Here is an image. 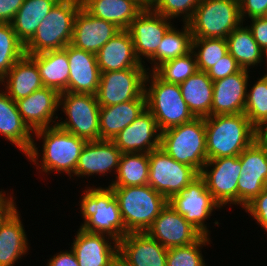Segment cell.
<instances>
[{"label": "cell", "mask_w": 267, "mask_h": 266, "mask_svg": "<svg viewBox=\"0 0 267 266\" xmlns=\"http://www.w3.org/2000/svg\"><path fill=\"white\" fill-rule=\"evenodd\" d=\"M1 86L15 102L44 87L36 63L26 54L0 80Z\"/></svg>", "instance_id": "29"}, {"label": "cell", "mask_w": 267, "mask_h": 266, "mask_svg": "<svg viewBox=\"0 0 267 266\" xmlns=\"http://www.w3.org/2000/svg\"><path fill=\"white\" fill-rule=\"evenodd\" d=\"M24 55V44L18 39L12 24L0 23V80Z\"/></svg>", "instance_id": "38"}, {"label": "cell", "mask_w": 267, "mask_h": 266, "mask_svg": "<svg viewBox=\"0 0 267 266\" xmlns=\"http://www.w3.org/2000/svg\"><path fill=\"white\" fill-rule=\"evenodd\" d=\"M168 204L184 216L187 222L207 236L211 235V231L206 221L215 215L213 212L222 209L207 190L205 180L200 175L181 193L169 199Z\"/></svg>", "instance_id": "11"}, {"label": "cell", "mask_w": 267, "mask_h": 266, "mask_svg": "<svg viewBox=\"0 0 267 266\" xmlns=\"http://www.w3.org/2000/svg\"><path fill=\"white\" fill-rule=\"evenodd\" d=\"M120 30L115 24L91 15L82 6L74 20L71 44L96 54Z\"/></svg>", "instance_id": "23"}, {"label": "cell", "mask_w": 267, "mask_h": 266, "mask_svg": "<svg viewBox=\"0 0 267 266\" xmlns=\"http://www.w3.org/2000/svg\"><path fill=\"white\" fill-rule=\"evenodd\" d=\"M79 266H112L118 260V241L106 234L77 229L71 242Z\"/></svg>", "instance_id": "18"}, {"label": "cell", "mask_w": 267, "mask_h": 266, "mask_svg": "<svg viewBox=\"0 0 267 266\" xmlns=\"http://www.w3.org/2000/svg\"><path fill=\"white\" fill-rule=\"evenodd\" d=\"M146 68H128L101 73L95 94L100 107L138 99L144 93Z\"/></svg>", "instance_id": "13"}, {"label": "cell", "mask_w": 267, "mask_h": 266, "mask_svg": "<svg viewBox=\"0 0 267 266\" xmlns=\"http://www.w3.org/2000/svg\"><path fill=\"white\" fill-rule=\"evenodd\" d=\"M239 159L238 206L243 209L267 187V145L254 141Z\"/></svg>", "instance_id": "14"}, {"label": "cell", "mask_w": 267, "mask_h": 266, "mask_svg": "<svg viewBox=\"0 0 267 266\" xmlns=\"http://www.w3.org/2000/svg\"><path fill=\"white\" fill-rule=\"evenodd\" d=\"M81 0H59L24 45L26 55L64 49L72 41L74 20Z\"/></svg>", "instance_id": "6"}, {"label": "cell", "mask_w": 267, "mask_h": 266, "mask_svg": "<svg viewBox=\"0 0 267 266\" xmlns=\"http://www.w3.org/2000/svg\"><path fill=\"white\" fill-rule=\"evenodd\" d=\"M173 25L164 35L157 51L145 62L147 71H155L163 63L187 55L192 51V32L188 23H183L181 29Z\"/></svg>", "instance_id": "32"}, {"label": "cell", "mask_w": 267, "mask_h": 266, "mask_svg": "<svg viewBox=\"0 0 267 266\" xmlns=\"http://www.w3.org/2000/svg\"><path fill=\"white\" fill-rule=\"evenodd\" d=\"M160 148L177 162L193 167L199 174L208 160L206 152L205 118L161 132Z\"/></svg>", "instance_id": "7"}, {"label": "cell", "mask_w": 267, "mask_h": 266, "mask_svg": "<svg viewBox=\"0 0 267 266\" xmlns=\"http://www.w3.org/2000/svg\"><path fill=\"white\" fill-rule=\"evenodd\" d=\"M24 0H0V23H11Z\"/></svg>", "instance_id": "48"}, {"label": "cell", "mask_w": 267, "mask_h": 266, "mask_svg": "<svg viewBox=\"0 0 267 266\" xmlns=\"http://www.w3.org/2000/svg\"><path fill=\"white\" fill-rule=\"evenodd\" d=\"M152 8H144L131 22L128 31L131 34L135 53L142 64L157 51L164 35L174 22ZM144 59V60H143Z\"/></svg>", "instance_id": "15"}, {"label": "cell", "mask_w": 267, "mask_h": 266, "mask_svg": "<svg viewBox=\"0 0 267 266\" xmlns=\"http://www.w3.org/2000/svg\"><path fill=\"white\" fill-rule=\"evenodd\" d=\"M240 16L243 23L251 18L266 17L267 0H243L240 3Z\"/></svg>", "instance_id": "45"}, {"label": "cell", "mask_w": 267, "mask_h": 266, "mask_svg": "<svg viewBox=\"0 0 267 266\" xmlns=\"http://www.w3.org/2000/svg\"><path fill=\"white\" fill-rule=\"evenodd\" d=\"M202 0H156L152 9L162 16L175 21L180 20L182 23H188ZM182 18V19H181Z\"/></svg>", "instance_id": "42"}, {"label": "cell", "mask_w": 267, "mask_h": 266, "mask_svg": "<svg viewBox=\"0 0 267 266\" xmlns=\"http://www.w3.org/2000/svg\"><path fill=\"white\" fill-rule=\"evenodd\" d=\"M96 186L88 185L80 195L78 204L83 221L79 227L89 233L109 235L119 242L127 235V230L118 201L110 186Z\"/></svg>", "instance_id": "2"}, {"label": "cell", "mask_w": 267, "mask_h": 266, "mask_svg": "<svg viewBox=\"0 0 267 266\" xmlns=\"http://www.w3.org/2000/svg\"><path fill=\"white\" fill-rule=\"evenodd\" d=\"M146 109L144 93L135 100L100 107V140H113L120 131L130 125Z\"/></svg>", "instance_id": "28"}, {"label": "cell", "mask_w": 267, "mask_h": 266, "mask_svg": "<svg viewBox=\"0 0 267 266\" xmlns=\"http://www.w3.org/2000/svg\"><path fill=\"white\" fill-rule=\"evenodd\" d=\"M226 40L228 52L241 68L250 70L265 64L266 54L254 40L251 30L245 23L235 28Z\"/></svg>", "instance_id": "34"}, {"label": "cell", "mask_w": 267, "mask_h": 266, "mask_svg": "<svg viewBox=\"0 0 267 266\" xmlns=\"http://www.w3.org/2000/svg\"><path fill=\"white\" fill-rule=\"evenodd\" d=\"M241 69V66L228 52L210 70H208L207 73L212 81H217L219 79H223L229 75L237 73Z\"/></svg>", "instance_id": "44"}, {"label": "cell", "mask_w": 267, "mask_h": 266, "mask_svg": "<svg viewBox=\"0 0 267 266\" xmlns=\"http://www.w3.org/2000/svg\"><path fill=\"white\" fill-rule=\"evenodd\" d=\"M231 1H234V2H236L238 4H240L243 0H231Z\"/></svg>", "instance_id": "54"}, {"label": "cell", "mask_w": 267, "mask_h": 266, "mask_svg": "<svg viewBox=\"0 0 267 266\" xmlns=\"http://www.w3.org/2000/svg\"><path fill=\"white\" fill-rule=\"evenodd\" d=\"M112 266H126V265L118 259Z\"/></svg>", "instance_id": "52"}, {"label": "cell", "mask_w": 267, "mask_h": 266, "mask_svg": "<svg viewBox=\"0 0 267 266\" xmlns=\"http://www.w3.org/2000/svg\"><path fill=\"white\" fill-rule=\"evenodd\" d=\"M60 93L50 87H43L29 96L16 101L18 111L34 132L57 125Z\"/></svg>", "instance_id": "19"}, {"label": "cell", "mask_w": 267, "mask_h": 266, "mask_svg": "<svg viewBox=\"0 0 267 266\" xmlns=\"http://www.w3.org/2000/svg\"><path fill=\"white\" fill-rule=\"evenodd\" d=\"M241 210H245V212L250 217H252L253 220H255V223L259 225L266 233L267 232V187Z\"/></svg>", "instance_id": "43"}, {"label": "cell", "mask_w": 267, "mask_h": 266, "mask_svg": "<svg viewBox=\"0 0 267 266\" xmlns=\"http://www.w3.org/2000/svg\"><path fill=\"white\" fill-rule=\"evenodd\" d=\"M69 61L68 92L96 94L99 87L101 72L98 68L96 54L67 45Z\"/></svg>", "instance_id": "24"}, {"label": "cell", "mask_w": 267, "mask_h": 266, "mask_svg": "<svg viewBox=\"0 0 267 266\" xmlns=\"http://www.w3.org/2000/svg\"><path fill=\"white\" fill-rule=\"evenodd\" d=\"M45 266H79L75 253L71 250H61L57 252L49 260Z\"/></svg>", "instance_id": "49"}, {"label": "cell", "mask_w": 267, "mask_h": 266, "mask_svg": "<svg viewBox=\"0 0 267 266\" xmlns=\"http://www.w3.org/2000/svg\"><path fill=\"white\" fill-rule=\"evenodd\" d=\"M241 170L239 156H229L207 160L200 172L207 190L222 209L226 205L238 207V181Z\"/></svg>", "instance_id": "12"}, {"label": "cell", "mask_w": 267, "mask_h": 266, "mask_svg": "<svg viewBox=\"0 0 267 266\" xmlns=\"http://www.w3.org/2000/svg\"><path fill=\"white\" fill-rule=\"evenodd\" d=\"M140 3L144 8H148V0H136Z\"/></svg>", "instance_id": "51"}, {"label": "cell", "mask_w": 267, "mask_h": 266, "mask_svg": "<svg viewBox=\"0 0 267 266\" xmlns=\"http://www.w3.org/2000/svg\"><path fill=\"white\" fill-rule=\"evenodd\" d=\"M100 72L121 71L128 68H146L136 56L128 30H120L96 53Z\"/></svg>", "instance_id": "25"}, {"label": "cell", "mask_w": 267, "mask_h": 266, "mask_svg": "<svg viewBox=\"0 0 267 266\" xmlns=\"http://www.w3.org/2000/svg\"><path fill=\"white\" fill-rule=\"evenodd\" d=\"M209 159L239 156L255 141V129L244 113L205 117Z\"/></svg>", "instance_id": "3"}, {"label": "cell", "mask_w": 267, "mask_h": 266, "mask_svg": "<svg viewBox=\"0 0 267 266\" xmlns=\"http://www.w3.org/2000/svg\"><path fill=\"white\" fill-rule=\"evenodd\" d=\"M111 188L127 234L146 232L168 204V200L149 184Z\"/></svg>", "instance_id": "5"}, {"label": "cell", "mask_w": 267, "mask_h": 266, "mask_svg": "<svg viewBox=\"0 0 267 266\" xmlns=\"http://www.w3.org/2000/svg\"><path fill=\"white\" fill-rule=\"evenodd\" d=\"M199 175L193 167L177 162L161 148L149 153L148 184L167 200L181 193Z\"/></svg>", "instance_id": "10"}, {"label": "cell", "mask_w": 267, "mask_h": 266, "mask_svg": "<svg viewBox=\"0 0 267 266\" xmlns=\"http://www.w3.org/2000/svg\"><path fill=\"white\" fill-rule=\"evenodd\" d=\"M192 52L196 58L198 71L207 72L228 53L227 40L193 37Z\"/></svg>", "instance_id": "37"}, {"label": "cell", "mask_w": 267, "mask_h": 266, "mask_svg": "<svg viewBox=\"0 0 267 266\" xmlns=\"http://www.w3.org/2000/svg\"><path fill=\"white\" fill-rule=\"evenodd\" d=\"M19 212L16 209L0 226V266H15L30 250L31 244Z\"/></svg>", "instance_id": "27"}, {"label": "cell", "mask_w": 267, "mask_h": 266, "mask_svg": "<svg viewBox=\"0 0 267 266\" xmlns=\"http://www.w3.org/2000/svg\"><path fill=\"white\" fill-rule=\"evenodd\" d=\"M82 6L93 16L111 22L121 30H128L131 22L144 9L136 0H81Z\"/></svg>", "instance_id": "31"}, {"label": "cell", "mask_w": 267, "mask_h": 266, "mask_svg": "<svg viewBox=\"0 0 267 266\" xmlns=\"http://www.w3.org/2000/svg\"><path fill=\"white\" fill-rule=\"evenodd\" d=\"M0 135L24 156L31 150L34 132L23 121L15 101L0 88Z\"/></svg>", "instance_id": "26"}, {"label": "cell", "mask_w": 267, "mask_h": 266, "mask_svg": "<svg viewBox=\"0 0 267 266\" xmlns=\"http://www.w3.org/2000/svg\"><path fill=\"white\" fill-rule=\"evenodd\" d=\"M251 72L241 69L223 79L213 81L211 116L244 113L248 82L252 83Z\"/></svg>", "instance_id": "20"}, {"label": "cell", "mask_w": 267, "mask_h": 266, "mask_svg": "<svg viewBox=\"0 0 267 266\" xmlns=\"http://www.w3.org/2000/svg\"><path fill=\"white\" fill-rule=\"evenodd\" d=\"M37 141L43 143L42 147L37 146ZM86 142V140L59 128L57 125L42 128L34 131L31 150L25 157L44 178L45 175L58 173L59 176L66 174L70 180ZM39 147L41 149L38 150Z\"/></svg>", "instance_id": "1"}, {"label": "cell", "mask_w": 267, "mask_h": 266, "mask_svg": "<svg viewBox=\"0 0 267 266\" xmlns=\"http://www.w3.org/2000/svg\"><path fill=\"white\" fill-rule=\"evenodd\" d=\"M248 28L251 30L254 40L263 52L267 53V17H255L249 19Z\"/></svg>", "instance_id": "46"}, {"label": "cell", "mask_w": 267, "mask_h": 266, "mask_svg": "<svg viewBox=\"0 0 267 266\" xmlns=\"http://www.w3.org/2000/svg\"><path fill=\"white\" fill-rule=\"evenodd\" d=\"M181 95L195 117L211 116L213 81L207 72L197 71L179 84Z\"/></svg>", "instance_id": "33"}, {"label": "cell", "mask_w": 267, "mask_h": 266, "mask_svg": "<svg viewBox=\"0 0 267 266\" xmlns=\"http://www.w3.org/2000/svg\"><path fill=\"white\" fill-rule=\"evenodd\" d=\"M255 142L267 145V116L255 127Z\"/></svg>", "instance_id": "50"}, {"label": "cell", "mask_w": 267, "mask_h": 266, "mask_svg": "<svg viewBox=\"0 0 267 266\" xmlns=\"http://www.w3.org/2000/svg\"><path fill=\"white\" fill-rule=\"evenodd\" d=\"M252 84L248 82L244 114L255 127L267 116V74L263 72Z\"/></svg>", "instance_id": "39"}, {"label": "cell", "mask_w": 267, "mask_h": 266, "mask_svg": "<svg viewBox=\"0 0 267 266\" xmlns=\"http://www.w3.org/2000/svg\"><path fill=\"white\" fill-rule=\"evenodd\" d=\"M60 110L65 118L58 119L59 128L86 141L100 140V105L94 94L62 92L59 97Z\"/></svg>", "instance_id": "8"}, {"label": "cell", "mask_w": 267, "mask_h": 266, "mask_svg": "<svg viewBox=\"0 0 267 266\" xmlns=\"http://www.w3.org/2000/svg\"><path fill=\"white\" fill-rule=\"evenodd\" d=\"M59 0H24L11 22L18 39L25 45L42 20Z\"/></svg>", "instance_id": "35"}, {"label": "cell", "mask_w": 267, "mask_h": 266, "mask_svg": "<svg viewBox=\"0 0 267 266\" xmlns=\"http://www.w3.org/2000/svg\"><path fill=\"white\" fill-rule=\"evenodd\" d=\"M144 94L146 108L161 132L195 118L181 95L179 84L162 80L154 71H147Z\"/></svg>", "instance_id": "4"}, {"label": "cell", "mask_w": 267, "mask_h": 266, "mask_svg": "<svg viewBox=\"0 0 267 266\" xmlns=\"http://www.w3.org/2000/svg\"><path fill=\"white\" fill-rule=\"evenodd\" d=\"M242 23L240 4L231 0H202L188 25L193 37L226 39Z\"/></svg>", "instance_id": "9"}, {"label": "cell", "mask_w": 267, "mask_h": 266, "mask_svg": "<svg viewBox=\"0 0 267 266\" xmlns=\"http://www.w3.org/2000/svg\"><path fill=\"white\" fill-rule=\"evenodd\" d=\"M16 199L13 190L9 192L8 190L0 189V226L19 208L16 205Z\"/></svg>", "instance_id": "47"}, {"label": "cell", "mask_w": 267, "mask_h": 266, "mask_svg": "<svg viewBox=\"0 0 267 266\" xmlns=\"http://www.w3.org/2000/svg\"><path fill=\"white\" fill-rule=\"evenodd\" d=\"M28 56L36 63L44 87L53 88L59 93L68 92L70 68L67 46Z\"/></svg>", "instance_id": "30"}, {"label": "cell", "mask_w": 267, "mask_h": 266, "mask_svg": "<svg viewBox=\"0 0 267 266\" xmlns=\"http://www.w3.org/2000/svg\"><path fill=\"white\" fill-rule=\"evenodd\" d=\"M167 250L146 232L128 233L118 242V259L126 266H166Z\"/></svg>", "instance_id": "22"}, {"label": "cell", "mask_w": 267, "mask_h": 266, "mask_svg": "<svg viewBox=\"0 0 267 266\" xmlns=\"http://www.w3.org/2000/svg\"><path fill=\"white\" fill-rule=\"evenodd\" d=\"M146 233L166 249L191 245L203 236L169 204L161 210Z\"/></svg>", "instance_id": "17"}, {"label": "cell", "mask_w": 267, "mask_h": 266, "mask_svg": "<svg viewBox=\"0 0 267 266\" xmlns=\"http://www.w3.org/2000/svg\"><path fill=\"white\" fill-rule=\"evenodd\" d=\"M198 71L194 53L175 58L160 65L154 72L164 81L181 84Z\"/></svg>", "instance_id": "41"}, {"label": "cell", "mask_w": 267, "mask_h": 266, "mask_svg": "<svg viewBox=\"0 0 267 266\" xmlns=\"http://www.w3.org/2000/svg\"><path fill=\"white\" fill-rule=\"evenodd\" d=\"M156 0H148V8H151Z\"/></svg>", "instance_id": "53"}, {"label": "cell", "mask_w": 267, "mask_h": 266, "mask_svg": "<svg viewBox=\"0 0 267 266\" xmlns=\"http://www.w3.org/2000/svg\"><path fill=\"white\" fill-rule=\"evenodd\" d=\"M161 131L146 109L112 140L122 153H150L160 148Z\"/></svg>", "instance_id": "21"}, {"label": "cell", "mask_w": 267, "mask_h": 266, "mask_svg": "<svg viewBox=\"0 0 267 266\" xmlns=\"http://www.w3.org/2000/svg\"><path fill=\"white\" fill-rule=\"evenodd\" d=\"M149 153H122L115 178L107 186L127 187L147 185Z\"/></svg>", "instance_id": "36"}, {"label": "cell", "mask_w": 267, "mask_h": 266, "mask_svg": "<svg viewBox=\"0 0 267 266\" xmlns=\"http://www.w3.org/2000/svg\"><path fill=\"white\" fill-rule=\"evenodd\" d=\"M211 236L203 235L197 242L167 250L166 266H208L202 254L204 246L211 245Z\"/></svg>", "instance_id": "40"}, {"label": "cell", "mask_w": 267, "mask_h": 266, "mask_svg": "<svg viewBox=\"0 0 267 266\" xmlns=\"http://www.w3.org/2000/svg\"><path fill=\"white\" fill-rule=\"evenodd\" d=\"M121 155L122 152L112 140L87 141L71 179H91L94 176H100L102 179L107 177V174L113 178V175L115 177L117 174Z\"/></svg>", "instance_id": "16"}]
</instances>
